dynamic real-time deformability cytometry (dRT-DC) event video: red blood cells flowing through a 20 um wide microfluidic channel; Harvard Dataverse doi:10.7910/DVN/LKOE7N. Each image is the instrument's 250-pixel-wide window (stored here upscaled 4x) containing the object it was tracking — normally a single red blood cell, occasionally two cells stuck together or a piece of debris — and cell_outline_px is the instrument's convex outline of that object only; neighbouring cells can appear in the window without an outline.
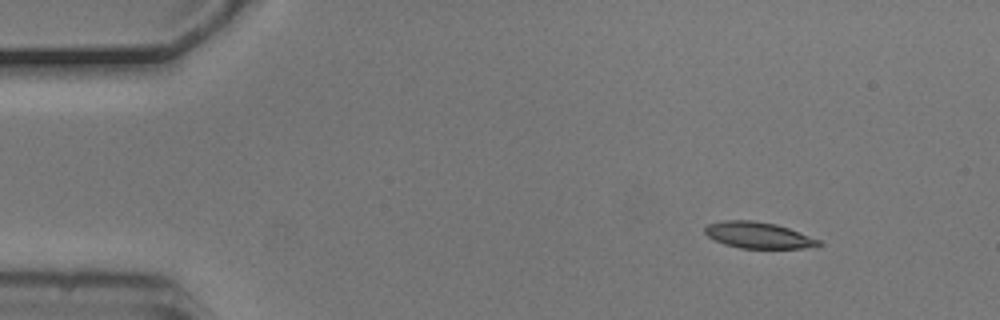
{"species": "common noctule bat (a hibernating species)", "species_latin": "Nyctalus noctula", "temperature_condition": "cold", "stored_images_in_passage": 3, "camera_frame_rate_fps": 3000, "um_per_image_px": 0.085, "animal": {"sex": "male", "body_mass_g": 20.5, "forearm_length_mm": 52.5}, "frame": {"image": 1, "passage_image": 1, "time_ms": 0.0, "image_size_px": [1000, 320], "cell_outline_px": [[824, 244], [804, 248], [740, 248], [724, 244], [708, 236], [704, 232], [704, 228], [708, 224], [724, 220], [752, 220], [776, 224], [788, 228], [820, 240]], "centroid_in_image_um": [64.44, 19.99], "position_along_channel_um": 20.6, "area_um2": 17.28}}